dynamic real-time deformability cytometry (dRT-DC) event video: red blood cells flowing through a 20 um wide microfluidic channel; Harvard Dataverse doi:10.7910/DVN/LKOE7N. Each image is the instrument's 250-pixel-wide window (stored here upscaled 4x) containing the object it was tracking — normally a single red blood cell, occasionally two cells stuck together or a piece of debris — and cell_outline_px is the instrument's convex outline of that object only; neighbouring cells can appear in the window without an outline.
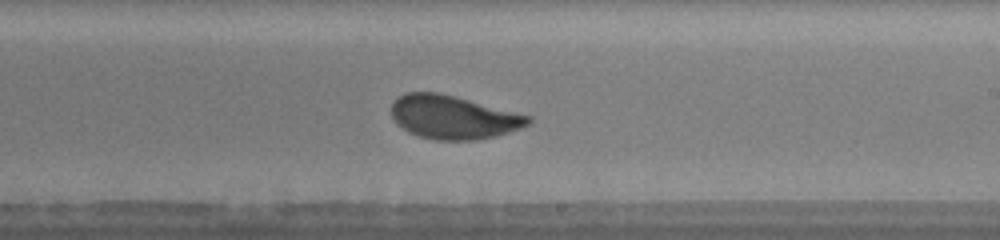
{"species": "human", "species_latin": "Homo sapiens", "temperature_condition": "warm", "stored_images_in_passage": 30, "camera_frame_rate_fps": 3000, "um_per_image_px": 0.085, "donor": {"sex": "male"}, "frame": {"image": 1, "passage_image": 18, "time_ms": 7.0, "image_size_px": [1000, 240], "cell_outline_px": [[532, 120], [528, 124], [520, 128], [508, 132], [476, 140], [436, 140], [420, 136], [408, 132], [396, 124], [392, 116], [392, 104], [404, 92], [440, 92], [532, 116]], "centroid_in_image_um": [38.52, 9.95], "position_along_channel_um": 250.5, "area_um2": 34.56}, "authors_computed_cell_mechanics": {"area_um2": 35.258, "velocity_mm_per_s": 4.066, "shape_relaxation_time_tau1_ms": 3.7071, "shape_relaxation_time_tau2_ms": null, "deformation_change_tau1": 0.128, "deformation_change_tau2": null}}